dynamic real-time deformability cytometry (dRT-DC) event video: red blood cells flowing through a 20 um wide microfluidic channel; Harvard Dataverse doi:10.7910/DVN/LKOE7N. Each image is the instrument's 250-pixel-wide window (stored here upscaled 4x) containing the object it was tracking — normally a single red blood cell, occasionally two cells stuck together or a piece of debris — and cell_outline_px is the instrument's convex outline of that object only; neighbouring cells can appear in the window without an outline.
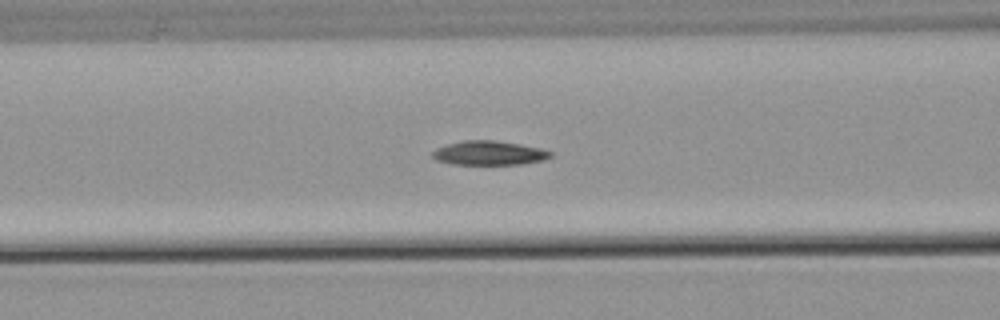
{"species": "common noctule bat (a hibernating species)", "species_latin": "Nyctalus noctula", "temperature_condition": "warm", "stored_images_in_passage": 43, "camera_frame_rate_fps": 3000, "um_per_image_px": 0.085, "animal": {"sex": "male", "body_mass_g": 21.5, "forearm_length_mm": 52.0}, "frame": {"image": 1, "passage_image": 21, "time_ms": 6.667, "image_size_px": [1000, 320], "cell_outline_px": [[552, 156], [544, 160], [520, 164], [452, 164], [436, 160], [432, 156], [432, 152], [436, 148], [448, 144], [464, 140], [496, 140], [520, 144], [540, 148], [552, 152]], "centroid_in_image_um": [41.57, 13.0], "position_along_channel_um": 125.0, "area_um2": 16.59}}
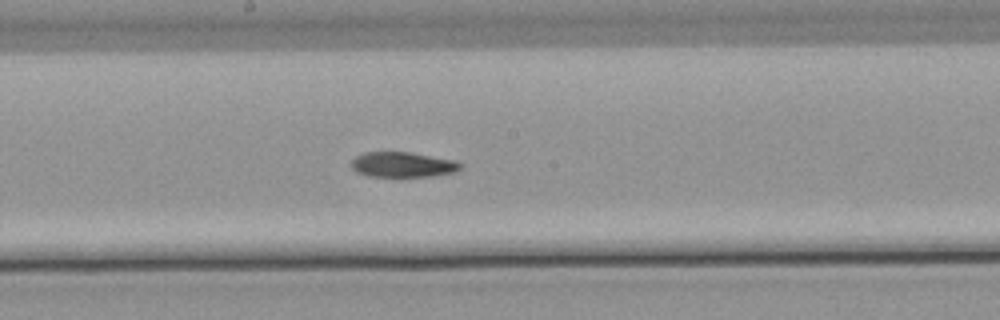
{"frame": {"image": 2, "passage_image": 28, "time_ms": 9.0, "image_size_px": [1000, 320], "cell_outline_px": [[460, 168], [456, 172], [432, 176], [368, 176], [356, 172], [352, 168], [352, 160], [356, 156], [364, 152], [408, 152], [452, 160], [460, 164]], "centroid_in_image_um": [34.18, 13.99], "position_along_channel_um": 214.0, "area_um2": 15.72}}
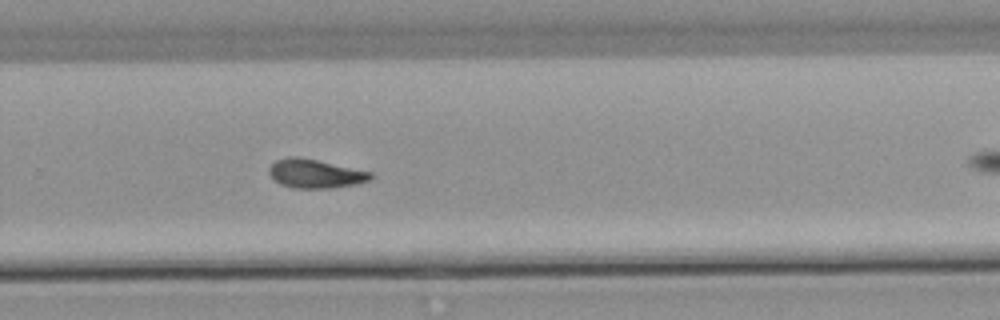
{"frame": {"image": 3, "passage_image": 35, "time_ms": 11.333, "image_size_px": [1000, 320], "cell_outline_px": [[372, 180], [356, 184], [332, 188], [292, 188], [280, 184], [268, 172], [268, 168], [276, 160], [288, 156], [296, 156], [316, 160], [372, 172]], "centroid_in_image_um": [26.8, 14.76], "position_along_channel_um": 303.0, "area_um2": 16.99}}